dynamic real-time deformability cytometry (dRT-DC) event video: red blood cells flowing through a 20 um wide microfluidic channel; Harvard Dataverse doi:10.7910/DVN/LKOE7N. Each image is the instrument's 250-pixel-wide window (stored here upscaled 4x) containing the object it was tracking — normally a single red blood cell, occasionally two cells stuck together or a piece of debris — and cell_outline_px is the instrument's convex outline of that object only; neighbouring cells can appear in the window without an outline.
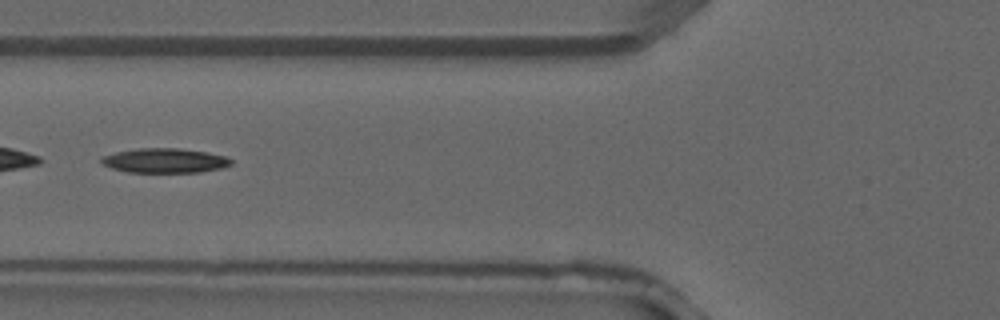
{"species": "common noctule bat (a hibernating species)", "species_latin": "Nyctalus noctula", "temperature_condition": "warm", "stored_images_in_passage": 6, "camera_frame_rate_fps": 3000, "um_per_image_px": 0.085, "animal": {"sex": "male", "forearm_length_mm": 52.5}, "frame": {"image": 1, "passage_image": 6, "time_ms": 1.667, "image_size_px": [1000, 320], "cell_outline_px": [[232, 164], [224, 168], [200, 172], [128, 172], [112, 168], [100, 164], [100, 156], [116, 152], [136, 148], [180, 148], [208, 152], [224, 156], [232, 160]], "centroid_in_image_um": [13.99, 13.64], "position_along_channel_um": 111.8, "area_um2": 18.79}}